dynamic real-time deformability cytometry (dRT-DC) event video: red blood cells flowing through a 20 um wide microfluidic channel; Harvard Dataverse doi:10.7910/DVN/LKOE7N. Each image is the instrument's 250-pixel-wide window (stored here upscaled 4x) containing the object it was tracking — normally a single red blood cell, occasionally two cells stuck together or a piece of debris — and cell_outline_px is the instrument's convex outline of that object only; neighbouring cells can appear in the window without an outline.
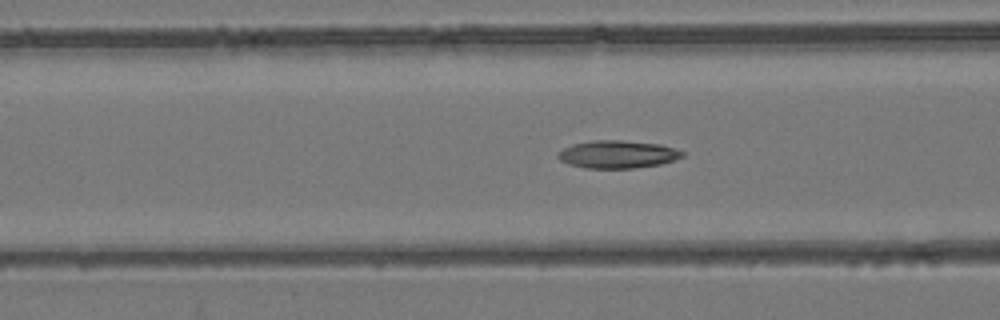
{"species": "common noctule bat (a hibernating species)", "species_latin": "Nyctalus noctula", "temperature_condition": "room temperature", "stored_images_in_passage": 55, "camera_frame_rate_fps": 3000, "um_per_image_px": 0.085, "animal": {"sex": "female", "body_mass_g": 24.6, "forearm_length_mm": 56.2}, "frame": {"image": 1, "passage_image": 23, "time_ms": 7.333, "image_size_px": [1000, 320], "cell_outline_px": [[684, 156], [660, 164], [636, 168], [584, 168], [568, 164], [560, 160], [556, 156], [556, 152], [572, 144], [592, 140], [620, 140], [660, 144], [676, 148], [684, 152]], "centroid_in_image_um": [52.46, 13.11], "position_along_channel_um": 114.1, "area_um2": 20.23}}
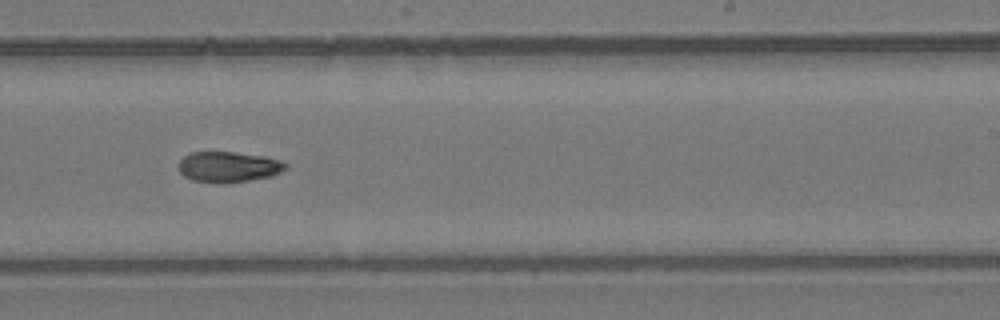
{"frame": {"image": 2, "passage_image": 35, "time_ms": 11.333, "image_size_px": [1000, 320], "cell_outline_px": [[288, 168], [272, 176], [248, 180], [192, 180], [184, 176], [180, 172], [176, 164], [184, 156], [192, 152], [236, 152], [264, 156], [284, 160], [288, 164]], "centroid_in_image_um": [19.46, 14.13], "position_along_channel_um": 269.5, "area_um2": 18.61}}
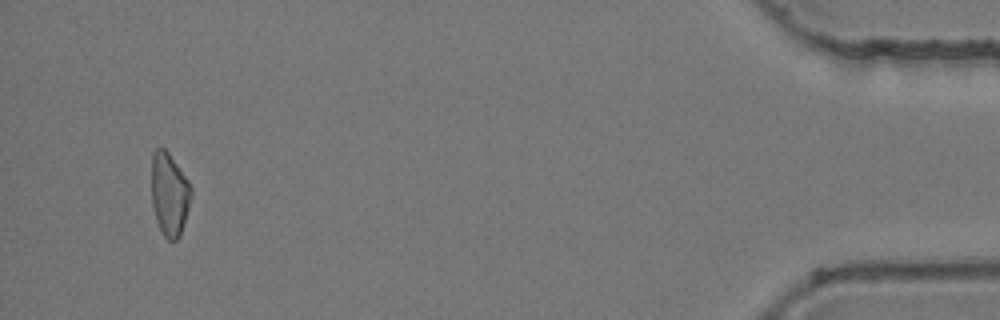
{"frame": {"image": 3, "passage_image": 53, "time_ms": 17.333, "image_size_px": [1000, 320], "cell_outline_px": [[192, 196], [180, 236], [176, 240], [168, 240], [164, 236], [156, 220], [152, 204], [152, 152], [156, 148], [164, 148], [168, 152], [188, 180], [192, 188]], "centroid_in_image_um": [14.4, 16.5], "position_along_channel_um": 420.8, "area_um2": 19.13}}